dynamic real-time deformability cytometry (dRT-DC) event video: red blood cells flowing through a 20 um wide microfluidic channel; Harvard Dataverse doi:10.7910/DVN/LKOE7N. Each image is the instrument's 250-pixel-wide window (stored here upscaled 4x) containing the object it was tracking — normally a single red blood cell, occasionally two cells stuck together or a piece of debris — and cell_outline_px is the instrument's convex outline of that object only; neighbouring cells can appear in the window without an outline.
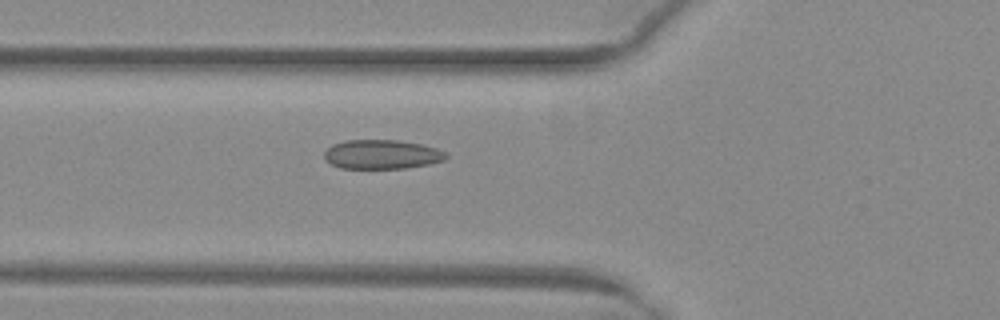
{"species": "common noctule bat (a hibernating species)", "species_latin": "Nyctalus noctula", "temperature_condition": "warm", "stored_images_in_passage": 48, "camera_frame_rate_fps": 3000, "um_per_image_px": 0.085, "animal": {"sex": "female", "body_mass_g": 29.2, "forearm_length_mm": 56.3}, "frame": {"image": 1, "passage_image": 16, "time_ms": 5.0, "image_size_px": [1000, 320], "cell_outline_px": [[448, 156], [444, 160], [428, 164], [404, 168], [340, 168], [332, 164], [324, 156], [324, 152], [332, 144], [344, 140], [396, 140], [420, 144], [436, 148], [448, 152]], "centroid_in_image_um": [32.47, 13.11], "position_along_channel_um": 93.3, "area_um2": 20.63}}
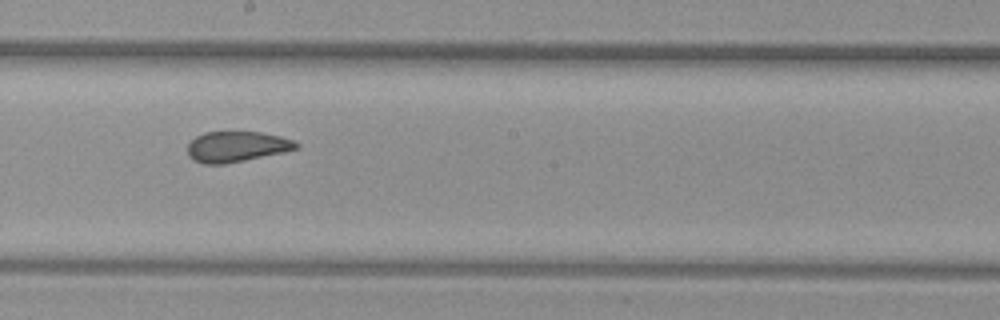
{"frame": {"image": 2, "passage_image": 26, "time_ms": 8.333, "image_size_px": [1000, 320], "cell_outline_px": [[300, 148], [284, 152], [224, 164], [204, 164], [192, 160], [188, 156], [188, 144], [196, 136], [204, 132], [260, 132], [280, 136], [292, 140], [300, 144]], "centroid_in_image_um": [20.11, 12.47], "position_along_channel_um": 228.1, "area_um2": 19.36}}
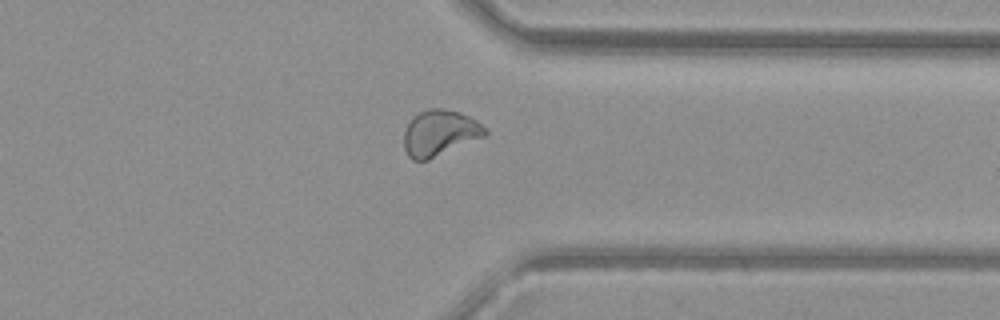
{"frame": {"image": 3, "passage_image": 37, "time_ms": 12.0, "image_size_px": [1000, 320], "cell_outline_px": [[488, 132], [484, 136], [428, 160], [412, 160], [408, 156], [404, 148], [404, 132], [412, 116], [428, 108], [440, 108], [460, 112], [476, 120]], "centroid_in_image_um": [37.34, 11.3], "position_along_channel_um": 374.1, "area_um2": 21.5}, "authors_computed_cell_mechanics": {"area_um2": 21.2993, "velocity_mm_per_s": 4.0358, "shape_relaxation_time_tau1_ms": null, "shape_relaxation_time_tau2_ms": 1.2796, "deformation_change_tau1": null, "deformation_change_tau2": 0.0599}}